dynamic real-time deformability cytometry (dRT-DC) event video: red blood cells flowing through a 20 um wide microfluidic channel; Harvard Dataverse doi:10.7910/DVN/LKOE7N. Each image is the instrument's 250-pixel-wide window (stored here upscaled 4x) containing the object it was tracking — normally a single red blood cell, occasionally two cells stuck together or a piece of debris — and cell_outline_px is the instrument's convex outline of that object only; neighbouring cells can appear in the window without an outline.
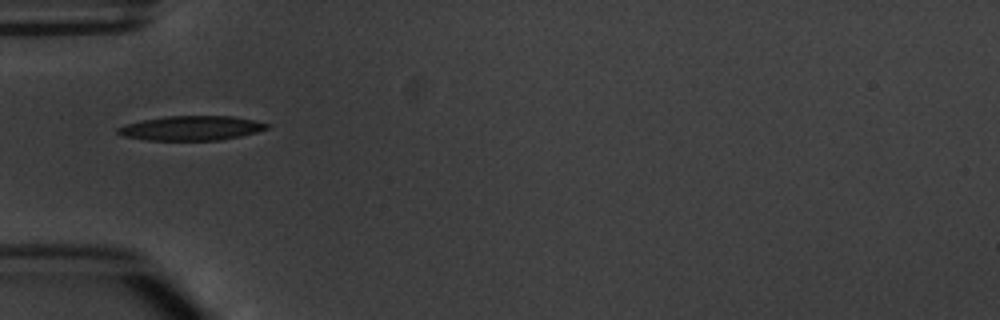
{"species": "common noctule bat (a hibernating species)", "species_latin": "Nyctalus noctula", "temperature_condition": "warm", "stored_images_in_passage": 1, "camera_frame_rate_fps": 3000, "um_per_image_px": 0.085, "animal": {"sex": "male", "body_mass_g": 20.1, "forearm_length_mm": 53.5}, "frame": {"image": 1, "passage_image": 1, "time_ms": 0.0, "image_size_px": [1000, 320], "cell_outline_px": [[268, 128], [256, 132], [240, 136], [220, 140], [148, 140], [124, 136], [116, 132], [116, 128], [128, 124], [144, 120], [164, 116], [232, 116], [252, 120], [268, 124]], "centroid_in_image_um": [16.25, 10.89], "position_along_channel_um": 68.7, "area_um2": 20.98}}